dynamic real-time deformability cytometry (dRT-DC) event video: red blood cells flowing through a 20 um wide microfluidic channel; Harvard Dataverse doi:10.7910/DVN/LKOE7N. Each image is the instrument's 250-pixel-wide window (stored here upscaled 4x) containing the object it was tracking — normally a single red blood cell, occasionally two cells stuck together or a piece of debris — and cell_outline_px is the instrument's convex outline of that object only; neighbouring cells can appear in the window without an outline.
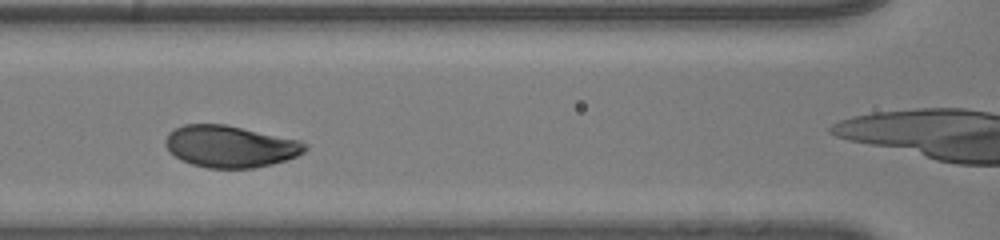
{"species": "human", "species_latin": "Homo sapiens", "temperature_condition": "room temperature", "stored_images_in_passage": 47, "camera_frame_rate_fps": 3000, "um_per_image_px": 0.085, "donor": {"sex": "male"}, "frame": {"image": 1, "passage_image": 27, "time_ms": 8.667, "image_size_px": [1000, 240], "cell_outline_px": [[308, 148], [304, 152], [296, 156], [272, 164], [256, 168], [208, 168], [192, 164], [180, 160], [168, 152], [164, 144], [164, 140], [168, 132], [184, 124], [224, 124], [300, 140], [308, 144]], "centroid_in_image_um": [19.54, 12.45], "position_along_channel_um": 147.1, "area_um2": 34.22}}
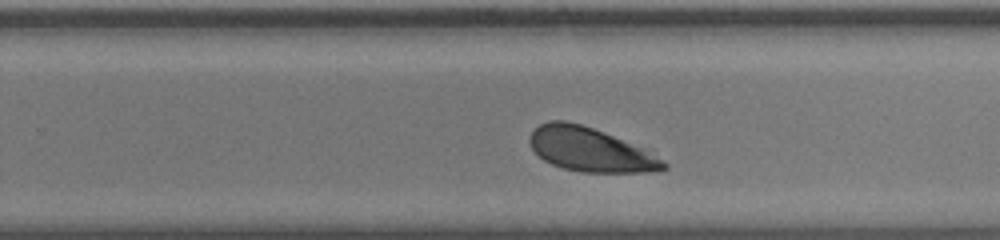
{"frame": {"image": 2, "passage_image": 37, "time_ms": 12.0, "image_size_px": [1000, 240], "cell_outline_px": [[668, 168], [644, 172], [580, 172], [564, 168], [552, 164], [544, 160], [532, 148], [528, 140], [532, 132], [540, 124], [548, 120], [568, 120], [652, 148], [668, 164]], "centroid_in_image_um": [50.27, 12.7], "position_along_channel_um": 279.5, "area_um2": 34.85}}
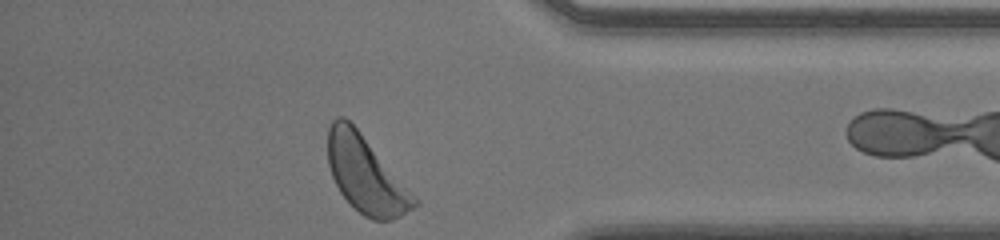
{"frame": {"image": 3, "passage_image": 47, "time_ms": 15.333, "image_size_px": [1000, 240], "cell_outline_px": [[420, 204], [400, 216], [392, 220], [372, 220], [364, 216], [340, 192], [332, 176], [328, 164], [328, 128], [332, 120], [336, 116], [344, 116], [360, 132], [420, 200]], "centroid_in_image_um": [31.11, 14.84], "position_along_channel_um": 404.1, "area_um2": 38.26}, "authors_computed_cell_mechanics": {"area_um2": 35.4892, "velocity_mm_per_s": 3.9844, "shape_relaxation_time_tau1_ms": 1.5635, "shape_relaxation_time_tau2_ms": null, "deformation_change_tau1": 0.1243, "deformation_change_tau2": null}}